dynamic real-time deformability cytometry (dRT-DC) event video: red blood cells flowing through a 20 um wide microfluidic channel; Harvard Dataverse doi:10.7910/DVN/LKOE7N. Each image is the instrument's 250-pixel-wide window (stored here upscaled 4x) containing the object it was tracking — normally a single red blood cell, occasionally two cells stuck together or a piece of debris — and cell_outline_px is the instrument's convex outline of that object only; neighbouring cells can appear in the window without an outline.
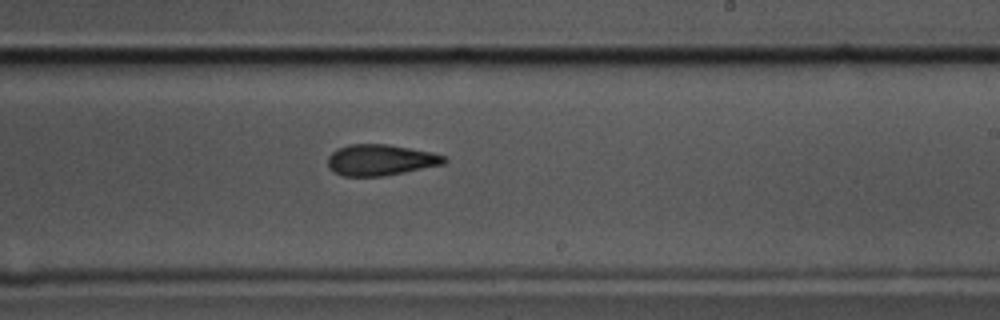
{"species": "common noctule bat (a hibernating species)", "species_latin": "Nyctalus noctula", "temperature_condition": "cold", "stored_images_in_passage": 47, "camera_frame_rate_fps": 3000, "um_per_image_px": 0.085, "animal": {"sex": "male", "body_mass_g": 17.5, "forearm_length_mm": 52.3}, "frame": {"image": 1, "passage_image": 24, "time_ms": 7.667, "image_size_px": [1000, 320], "cell_outline_px": [[448, 160], [444, 164], [384, 176], [344, 176], [328, 168], [328, 156], [336, 148], [348, 144], [388, 144], [432, 152], [444, 156]], "centroid_in_image_um": [32.33, 13.59], "position_along_channel_um": 256.7, "area_um2": 21.1}}
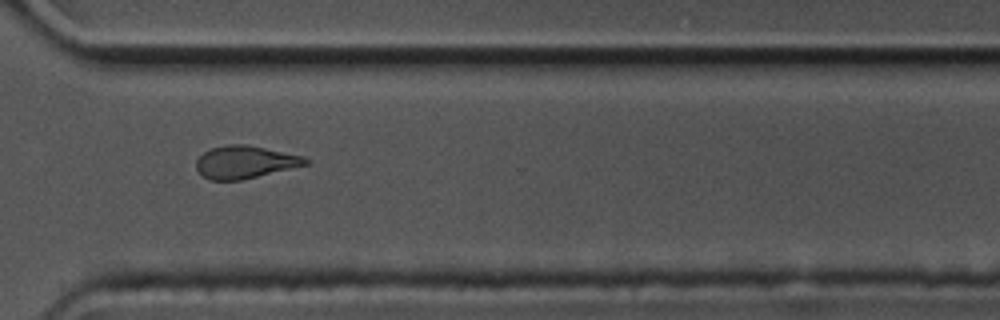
{"frame": {"image": 2, "passage_image": 32, "time_ms": 10.333, "image_size_px": [1000, 320], "cell_outline_px": [[308, 164], [240, 180], [208, 180], [196, 168], [196, 160], [204, 152], [212, 148], [228, 144], [244, 144], [304, 156], [308, 160]], "centroid_in_image_um": [20.8, 13.77], "position_along_channel_um": 349.8, "area_um2": 20.4}}
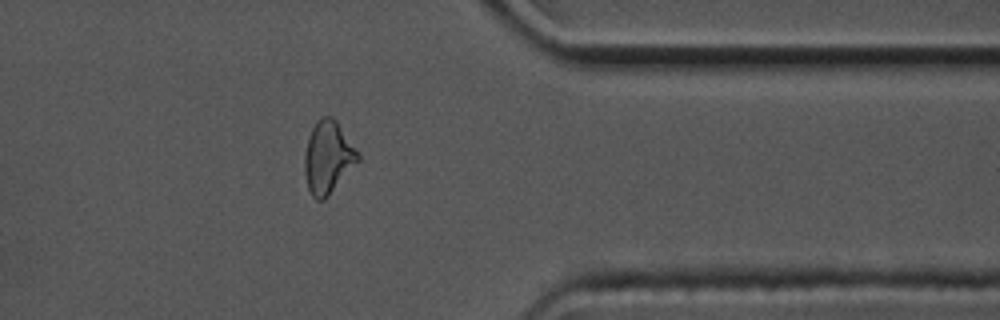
{"frame": {"image": 3, "passage_image": 36, "time_ms": 11.667, "image_size_px": [1000, 320], "cell_outline_px": [[360, 160], [328, 196], [324, 200], [316, 200], [312, 196], [308, 188], [304, 172], [304, 156], [308, 140], [312, 128], [316, 120], [320, 116], [332, 116], [336, 120], [360, 152]], "centroid_in_image_um": [27.89, 13.36], "position_along_channel_um": 383.5, "area_um2": 22.72}, "authors_computed_cell_mechanics": {"area_um2": 22.0218, "velocity_mm_per_s": 3.4851, "shape_relaxation_time_tau1_ms": 5.2884, "shape_relaxation_time_tau2_ms": 2.2643, "deformation_change_tau1": 0.1691, "deformation_change_tau2": 0.097}}